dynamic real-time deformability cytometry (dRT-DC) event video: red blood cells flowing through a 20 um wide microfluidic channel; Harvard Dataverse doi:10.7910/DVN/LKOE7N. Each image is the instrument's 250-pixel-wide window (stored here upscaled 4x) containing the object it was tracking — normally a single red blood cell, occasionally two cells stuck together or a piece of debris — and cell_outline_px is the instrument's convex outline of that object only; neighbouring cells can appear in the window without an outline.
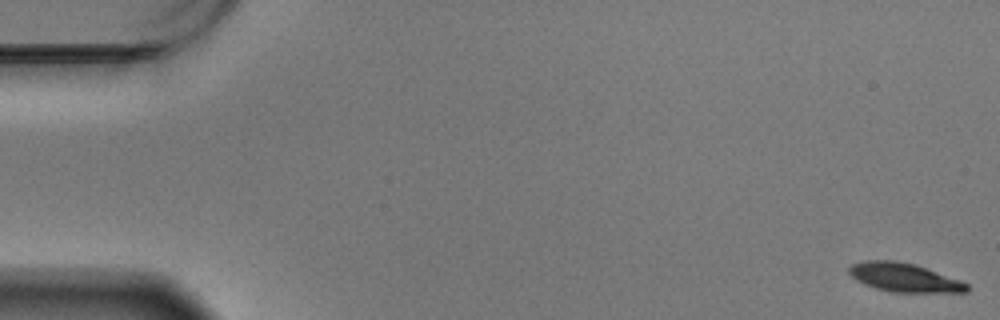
{"species": "Egyptian fruit bat (a non-hibernating species)", "species_latin": "Rousettus aegyptiacus", "temperature_condition": "warm", "stored_images_in_passage": 59, "camera_frame_rate_fps": 3000, "um_per_image_px": 0.085, "animal": {"sex": "male"}, "frame": {"image": 1, "passage_image": 1, "time_ms": 0.0, "image_size_px": [1000, 320], "cell_outline_px": [[968, 292], [892, 292], [876, 288], [864, 284], [856, 280], [848, 272], [848, 268], [852, 264], [864, 260], [896, 260], [916, 264], [960, 280], [968, 284]], "centroid_in_image_um": [76.84, 23.57], "position_along_channel_um": 8.2, "area_um2": 19.77}}
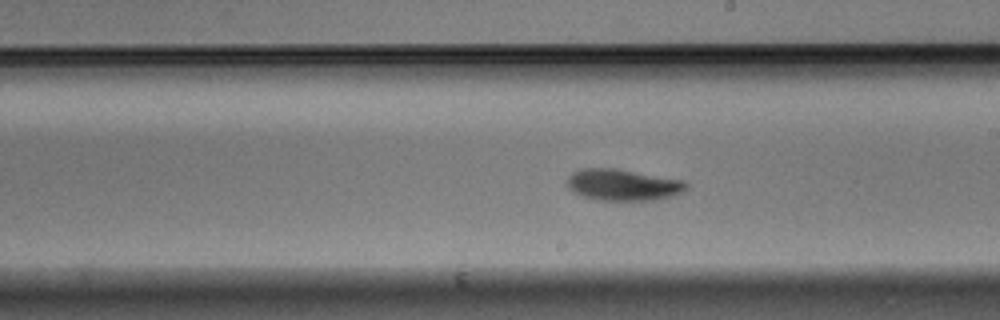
{"frame": {"image": 2, "passage_image": 34, "time_ms": 11.0, "image_size_px": [1000, 320], "cell_outline_px": [[688, 188], [684, 192], [672, 196], [656, 200], [596, 200], [584, 196], [576, 192], [568, 184], [568, 176], [572, 172], [580, 168], [616, 168], [684, 180], [688, 184]], "centroid_in_image_um": [53.01, 15.7], "position_along_channel_um": 236.0, "area_um2": 21.85}}
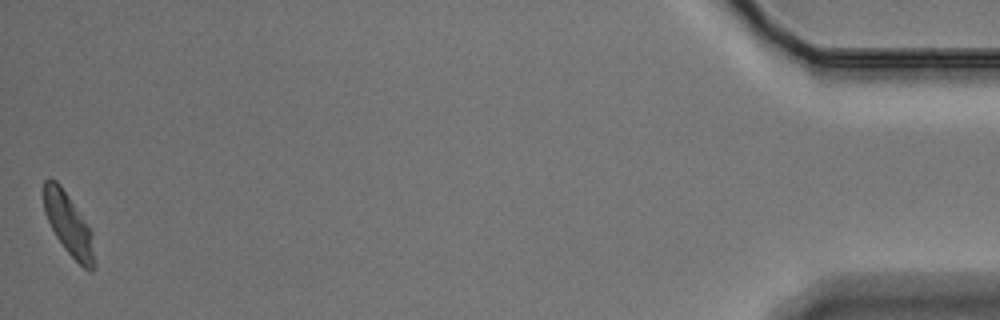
{"frame": {"image": 3, "passage_image": 59, "time_ms": 19.333, "image_size_px": [1000, 320], "cell_outline_px": [[96, 264], [92, 268], [84, 268], [64, 248], [56, 236], [44, 212], [44, 180], [48, 176], [56, 180], [60, 184], [92, 232]], "centroid_in_image_um": [5.82, 19.04], "position_along_channel_um": 429.4, "area_um2": 17.92}, "authors_computed_cell_mechanics": {"area_um2": 20.808, "velocity_mm_per_s": 3.4229, "shape_relaxation_time_tau1_ms": 2.0571, "shape_relaxation_time_tau2_ms": null, "deformation_change_tau1": 0.1263, "deformation_change_tau2": null}}